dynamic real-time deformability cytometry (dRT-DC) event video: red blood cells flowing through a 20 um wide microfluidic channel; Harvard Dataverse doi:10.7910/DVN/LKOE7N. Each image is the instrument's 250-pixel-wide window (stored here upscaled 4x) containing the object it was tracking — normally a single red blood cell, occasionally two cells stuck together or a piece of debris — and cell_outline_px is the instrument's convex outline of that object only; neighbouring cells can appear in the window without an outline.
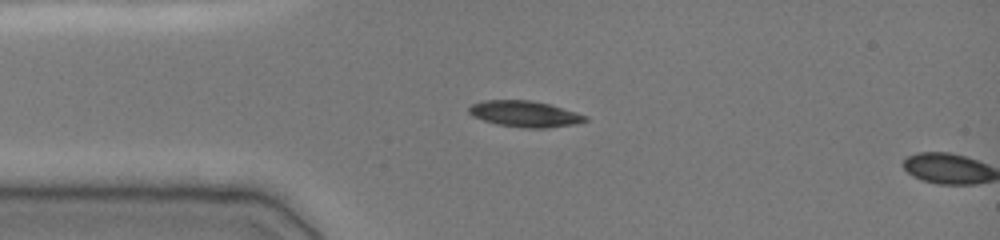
{"species": "common noctule bat (a hibernating species)", "species_latin": "Nyctalus noctula", "temperature_condition": "cold", "stored_images_in_passage": 11, "camera_frame_rate_fps": 3000, "um_per_image_px": 0.085, "animal": {"sex": "female", "body_mass_g": 19.0, "forearm_length_mm": 51.5}, "frame": {"image": 1, "passage_image": 10, "time_ms": 3.0, "image_size_px": [1000, 240], "cell_outline_px": [[588, 120], [576, 124], [548, 128], [524, 128], [496, 124], [472, 116], [468, 112], [468, 108], [472, 104], [484, 100], [532, 100], [548, 104], [576, 112], [588, 116]], "centroid_in_image_um": [44.61, 9.69], "position_along_channel_um": 40.4, "area_um2": 17.74}}